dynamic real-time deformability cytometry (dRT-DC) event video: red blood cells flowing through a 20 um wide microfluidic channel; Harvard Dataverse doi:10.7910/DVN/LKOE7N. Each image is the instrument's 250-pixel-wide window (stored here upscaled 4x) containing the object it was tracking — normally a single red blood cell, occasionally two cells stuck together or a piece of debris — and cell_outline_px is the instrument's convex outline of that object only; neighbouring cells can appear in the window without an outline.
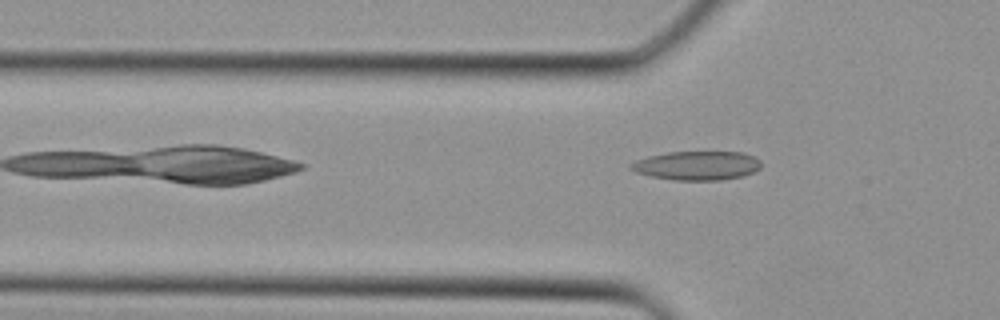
{"species": "Egyptian fruit bat (a non-hibernating species)", "species_latin": "Rousettus aegyptiacus", "temperature_condition": "cold", "stored_images_in_passage": 7, "camera_frame_rate_fps": 3000, "um_per_image_px": 0.085, "animal": {"sex": "female"}, "frame": {"image": 1, "passage_image": 7, "time_ms": 2.0, "image_size_px": [1000, 320], "cell_outline_px": [[760, 168], [752, 172], [740, 176], [720, 180], [676, 180], [652, 176], [636, 172], [628, 168], [628, 164], [636, 160], [648, 156], [668, 152], [744, 152], [756, 156], [760, 160]], "centroid_in_image_um": [59.23, 14.06], "position_along_channel_um": 66.6, "area_um2": 21.96}}